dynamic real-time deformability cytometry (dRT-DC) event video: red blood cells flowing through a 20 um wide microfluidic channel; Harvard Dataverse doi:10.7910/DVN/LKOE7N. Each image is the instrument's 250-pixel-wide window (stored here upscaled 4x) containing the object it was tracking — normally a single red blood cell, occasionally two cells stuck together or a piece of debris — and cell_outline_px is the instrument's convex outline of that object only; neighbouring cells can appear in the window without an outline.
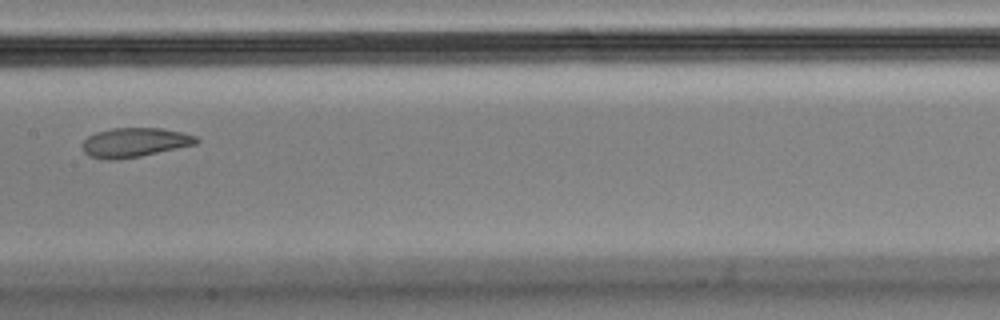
{"species": "Egyptian fruit bat (a non-hibernating species)", "species_latin": "Rousettus aegyptiacus", "temperature_condition": "cold", "stored_images_in_passage": 9, "camera_frame_rate_fps": 3000, "um_per_image_px": 0.085, "animal": {"sex": "male"}, "frame": {"image": 1, "passage_image": 4, "time_ms": 1.0, "image_size_px": [1000, 320], "cell_outline_px": [[200, 140], [196, 144], [140, 156], [120, 160], [104, 160], [88, 156], [84, 152], [80, 144], [88, 136], [96, 132], [112, 128], [160, 128], [180, 132], [196, 136]], "centroid_in_image_um": [11.38, 12.12], "position_along_channel_um": 196.0, "area_um2": 19.59}}